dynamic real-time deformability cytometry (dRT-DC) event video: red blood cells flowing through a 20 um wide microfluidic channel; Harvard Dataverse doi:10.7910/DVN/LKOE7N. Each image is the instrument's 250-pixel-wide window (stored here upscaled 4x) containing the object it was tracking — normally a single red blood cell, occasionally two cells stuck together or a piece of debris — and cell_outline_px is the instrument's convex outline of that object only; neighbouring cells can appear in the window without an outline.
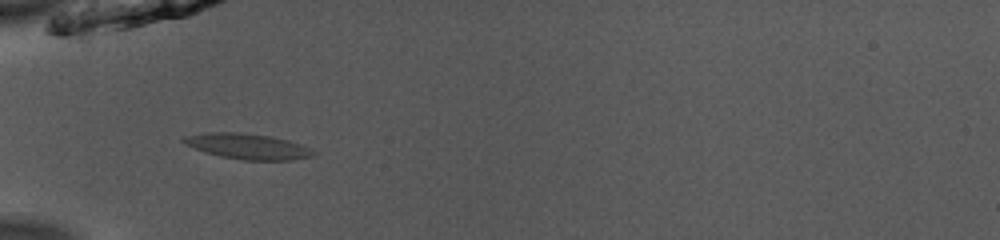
{"species": "common noctule bat (a hibernating species)", "species_latin": "Nyctalus noctula", "temperature_condition": "room temperature", "stored_images_in_passage": 32, "camera_frame_rate_fps": 3000, "um_per_image_px": 0.085, "animal": {"sex": "male", "body_mass_g": 13.0, "forearm_length_mm": 53.1}, "frame": {"image": 1, "passage_image": 2, "time_ms": 0.333, "image_size_px": [1000, 240], "cell_outline_px": [[316, 152], [312, 156], [292, 160], [244, 160], [220, 156], [196, 148], [180, 140], [184, 136], [208, 132], [236, 132], [268, 136], [288, 140], [300, 144]], "centroid_in_image_um": [21.06, 12.44], "position_along_channel_um": 63.9, "area_um2": 18.9}}
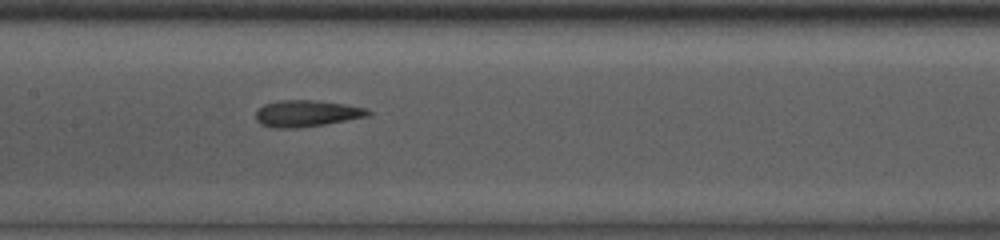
{"frame": {"image": 2, "passage_image": 11, "time_ms": 3.333, "image_size_px": [1000, 240], "cell_outline_px": [[372, 112], [368, 116], [324, 124], [292, 128], [276, 128], [260, 124], [256, 120], [256, 112], [264, 104], [280, 100], [316, 100], [344, 104], [364, 108]], "centroid_in_image_um": [26.03, 9.64], "position_along_channel_um": 181.4, "area_um2": 17.11}}
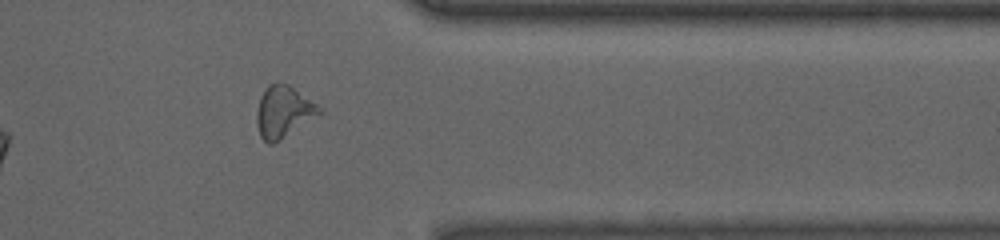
{"frame": {"image": 3, "passage_image": 27, "time_ms": 8.667, "image_size_px": [1000, 240], "cell_outline_px": [[324, 112], [272, 144], [268, 144], [260, 136], [256, 124], [256, 112], [260, 96], [264, 88], [268, 84], [276, 80], [288, 84], [316, 104]], "centroid_in_image_um": [24.05, 9.47], "position_along_channel_um": 387.4, "area_um2": 18.84}, "authors_computed_cell_mechanics": {"area_um2": 17.1377, "velocity_mm_per_s": 3.9781, "shape_relaxation_time_tau1_ms": 4.7687, "shape_relaxation_time_tau2_ms": 1.3614, "deformation_change_tau1": 0.1493, "deformation_change_tau2": 0.0923}}